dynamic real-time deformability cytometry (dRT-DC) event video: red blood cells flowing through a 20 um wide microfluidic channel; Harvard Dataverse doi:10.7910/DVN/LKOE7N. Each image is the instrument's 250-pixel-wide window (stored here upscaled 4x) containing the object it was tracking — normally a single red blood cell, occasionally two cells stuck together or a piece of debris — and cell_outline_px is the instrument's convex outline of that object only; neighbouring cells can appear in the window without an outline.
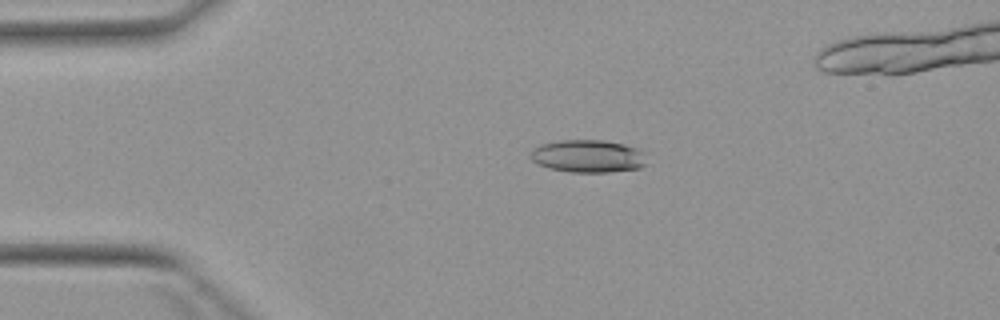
{"species": "Egyptian fruit bat (a non-hibernating species)", "species_latin": "Rousettus aegyptiacus", "temperature_condition": "warm", "stored_images_in_passage": 5, "camera_frame_rate_fps": 3000, "um_per_image_px": 0.085, "animal": {"sex": "female"}, "frame": {"image": 1, "passage_image": 3, "time_ms": 2.333, "image_size_px": [1000, 320], "cell_outline_px": [[644, 164], [640, 168], [608, 172], [572, 172], [548, 168], [532, 160], [528, 156], [532, 148], [540, 144], [556, 140], [604, 140], [624, 144], [636, 148], [644, 152]], "centroid_in_image_um": [49.92, 13.26], "position_along_channel_um": 35.1, "area_um2": 22.2}}